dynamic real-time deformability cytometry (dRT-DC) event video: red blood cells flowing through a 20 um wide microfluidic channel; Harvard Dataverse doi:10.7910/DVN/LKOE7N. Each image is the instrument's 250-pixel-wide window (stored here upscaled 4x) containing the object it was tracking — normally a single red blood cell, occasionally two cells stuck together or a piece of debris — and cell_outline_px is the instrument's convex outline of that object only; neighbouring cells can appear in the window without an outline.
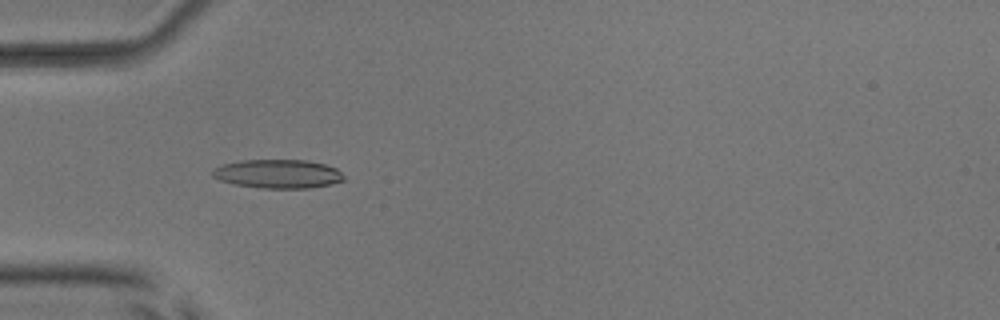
{"species": "common noctule bat (a hibernating species)", "species_latin": "Nyctalus noctula", "temperature_condition": "room temperature", "stored_images_in_passage": 53, "camera_frame_rate_fps": 3000, "um_per_image_px": 0.085, "animal": {"sex": "male", "body_mass_g": 17.9, "forearm_length_mm": 54.2}, "frame": {"image": 1, "passage_image": 17, "time_ms": 5.333, "image_size_px": [1000, 320], "cell_outline_px": [[344, 180], [332, 184], [308, 188], [260, 188], [236, 184], [220, 180], [212, 176], [212, 168], [224, 164], [240, 160], [308, 160], [324, 164], [336, 168], [344, 176]], "centroid_in_image_um": [23.62, 14.77], "position_along_channel_um": 61.4, "area_um2": 22.02}}
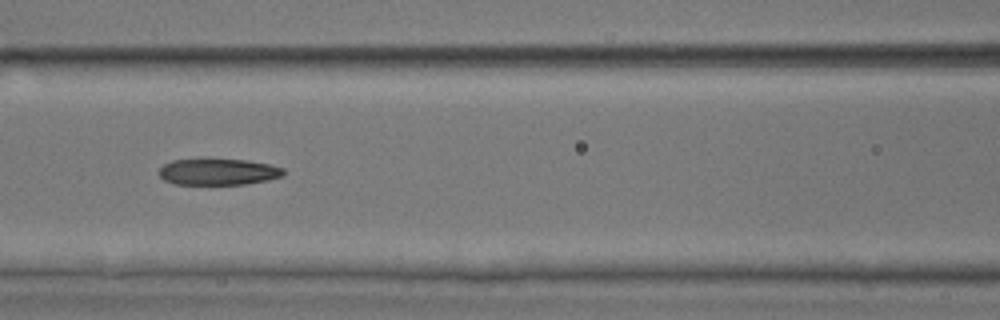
{"frame": {"image": 2, "passage_image": 24, "time_ms": 7.667, "image_size_px": [1000, 320], "cell_outline_px": [[284, 176], [268, 180], [244, 184], [172, 184], [164, 180], [160, 176], [160, 168], [164, 164], [172, 160], [200, 156], [208, 156], [248, 160], [268, 164], [284, 168]], "centroid_in_image_um": [18.51, 14.55], "position_along_channel_um": 148.1, "area_um2": 20.11}}
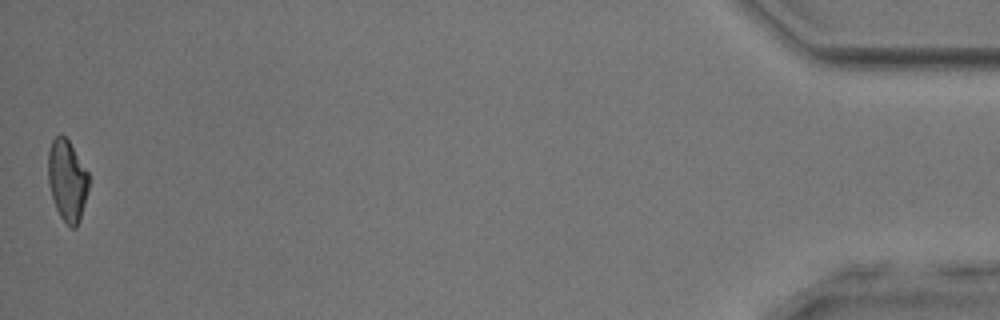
{"frame": {"image": 3, "passage_image": 53, "time_ms": 17.333, "image_size_px": [1000, 320], "cell_outline_px": [[88, 192], [80, 220], [76, 228], [72, 228], [60, 216], [56, 208], [48, 184], [48, 152], [52, 140], [60, 132], [68, 140], [88, 172]], "centroid_in_image_um": [5.71, 15.33], "position_along_channel_um": 429.5, "area_um2": 19.19}, "authors_computed_cell_mechanics": {"area_um2": 20.4034, "velocity_mm_per_s": 3.8749, "shape_relaxation_time_tau1_ms": 3.0891, "shape_relaxation_time_tau2_ms": 3.0284, "deformation_change_tau1": 0.1411, "deformation_change_tau2": 0.121}}